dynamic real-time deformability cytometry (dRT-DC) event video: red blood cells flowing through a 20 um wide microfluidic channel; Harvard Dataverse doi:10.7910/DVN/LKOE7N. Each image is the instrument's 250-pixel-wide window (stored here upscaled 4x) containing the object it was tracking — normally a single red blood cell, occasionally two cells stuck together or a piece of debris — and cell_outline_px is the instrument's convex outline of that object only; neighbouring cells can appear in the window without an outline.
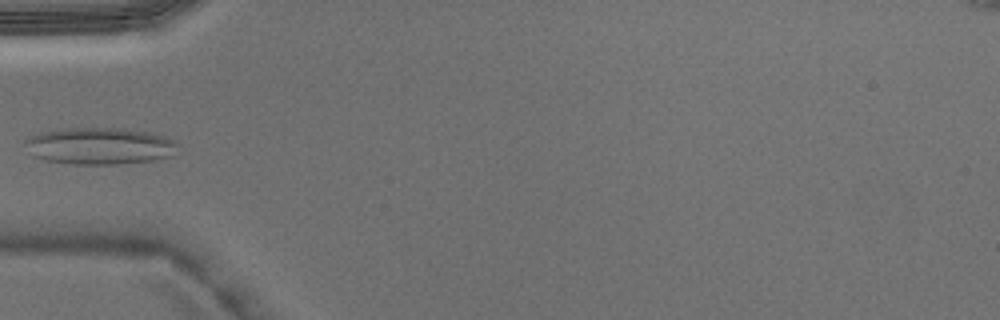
{"species": "Egyptian fruit bat (a non-hibernating species)", "species_latin": "Rousettus aegyptiacus", "temperature_condition": "warm", "stored_images_in_passage": 4, "camera_frame_rate_fps": 3000, "um_per_image_px": 0.085, "animal": {"sex": "male"}, "frame": {"image": 1, "passage_image": 4, "time_ms": 1.0, "image_size_px": [1000, 320], "cell_outline_px": [[180, 144], [172, 156], [152, 160], [116, 164], [72, 164], [48, 160], [32, 156], [24, 144], [24, 140], [28, 136], [40, 132], [64, 128], [124, 128], [152, 132], [164, 136]], "centroid_in_image_um": [8.46, 12.39], "position_along_channel_um": 76.5, "area_um2": 33.06}}